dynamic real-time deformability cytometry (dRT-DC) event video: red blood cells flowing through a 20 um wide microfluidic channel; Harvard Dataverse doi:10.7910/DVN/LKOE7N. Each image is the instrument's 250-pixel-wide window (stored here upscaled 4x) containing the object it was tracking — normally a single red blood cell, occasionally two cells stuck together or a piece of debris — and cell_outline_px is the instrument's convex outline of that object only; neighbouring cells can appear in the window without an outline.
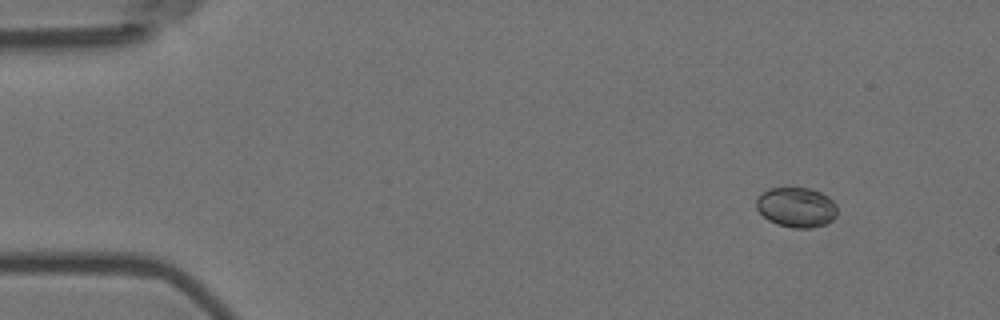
{"species": "Egyptian fruit bat (a non-hibernating species)", "species_latin": "Rousettus aegyptiacus", "temperature_condition": "room temperature", "stored_images_in_passage": 10, "camera_frame_rate_fps": 3000, "um_per_image_px": 0.085, "animal": {"sex": "female"}, "frame": {"image": 1, "passage_image": 2, "time_ms": 0.333, "image_size_px": [1000, 320], "cell_outline_px": [[836, 216], [832, 220], [824, 224], [812, 228], [792, 228], [776, 224], [768, 220], [756, 208], [756, 200], [768, 188], [812, 188], [828, 196], [836, 204]], "centroid_in_image_um": [67.7, 17.62], "position_along_channel_um": 17.3, "area_um2": 18.84}}
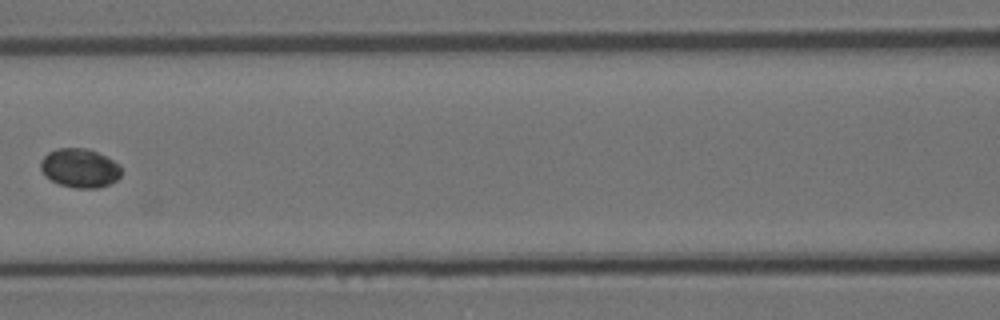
{"frame": {"image": 2, "passage_image": 7, "time_ms": 2.0, "image_size_px": [1000, 320], "cell_outline_px": [[120, 176], [116, 180], [108, 184], [96, 188], [76, 188], [60, 184], [44, 176], [40, 168], [40, 160], [48, 152], [56, 148], [88, 148], [120, 164]], "centroid_in_image_um": [6.74, 14.27], "position_along_channel_um": 159.9, "area_um2": 18.26}}
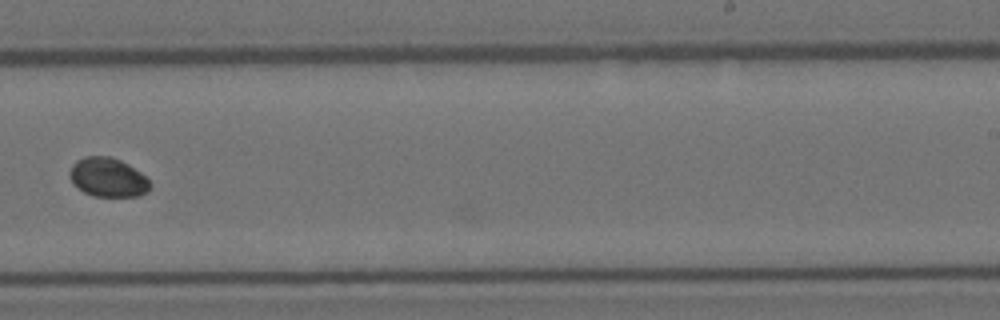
{"frame": {"image": 3, "passage_image": 10, "time_ms": 3.0, "image_size_px": [1000, 320], "cell_outline_px": [[152, 188], [148, 192], [140, 196], [92, 196], [84, 192], [72, 184], [68, 172], [72, 164], [76, 160], [84, 156], [112, 156], [128, 164], [140, 172], [152, 184]], "centroid_in_image_um": [9.16, 15.08], "position_along_channel_um": 279.8, "area_um2": 18.61}}